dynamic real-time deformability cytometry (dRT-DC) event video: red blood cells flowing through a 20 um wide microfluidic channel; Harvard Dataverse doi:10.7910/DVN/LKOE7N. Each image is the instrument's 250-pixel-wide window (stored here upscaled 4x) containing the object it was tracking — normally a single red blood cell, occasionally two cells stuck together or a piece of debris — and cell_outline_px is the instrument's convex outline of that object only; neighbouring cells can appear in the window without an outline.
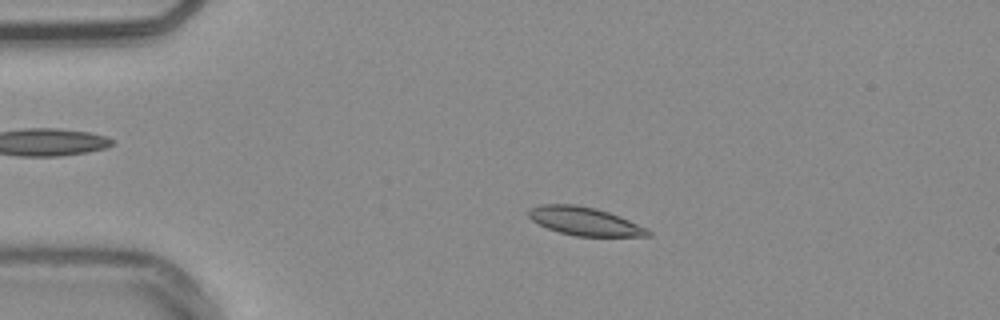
{"species": "common noctule bat (a hibernating species)", "species_latin": "Nyctalus noctula", "temperature_condition": "warm", "stored_images_in_passage": 53, "camera_frame_rate_fps": 3000, "um_per_image_px": 0.085, "animal": {"sex": "male", "body_mass_g": 20.4}, "frame": {"image": 1, "passage_image": 11, "time_ms": 3.333, "image_size_px": [1000, 320], "cell_outline_px": [[652, 236], [576, 236], [560, 232], [548, 228], [532, 220], [528, 216], [528, 208], [540, 204], [576, 204], [596, 208], [620, 216], [648, 228], [652, 232]], "centroid_in_image_um": [49.71, 18.8], "position_along_channel_um": 35.3, "area_um2": 19.77}}
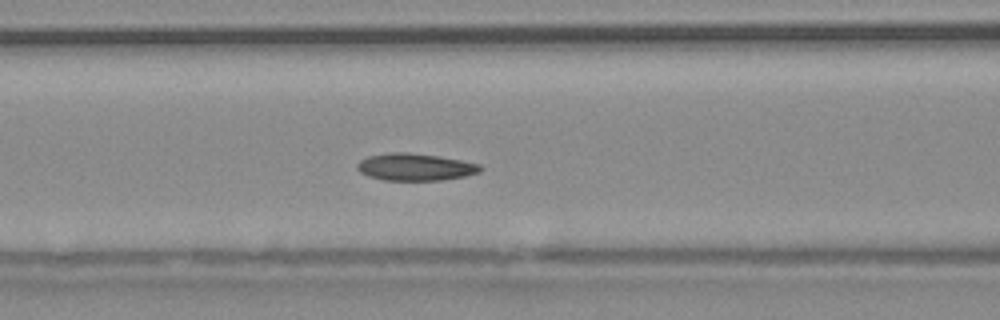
{"frame": {"image": 2, "passage_image": 22, "time_ms": 7.0, "image_size_px": [1000, 320], "cell_outline_px": [[484, 168], [480, 172], [464, 176], [440, 180], [384, 180], [368, 176], [360, 172], [356, 168], [356, 164], [360, 160], [368, 156], [388, 152], [408, 152], [440, 156], [480, 164]], "centroid_in_image_um": [35.28, 14.18], "position_along_channel_um": 131.3, "area_um2": 19.59}}
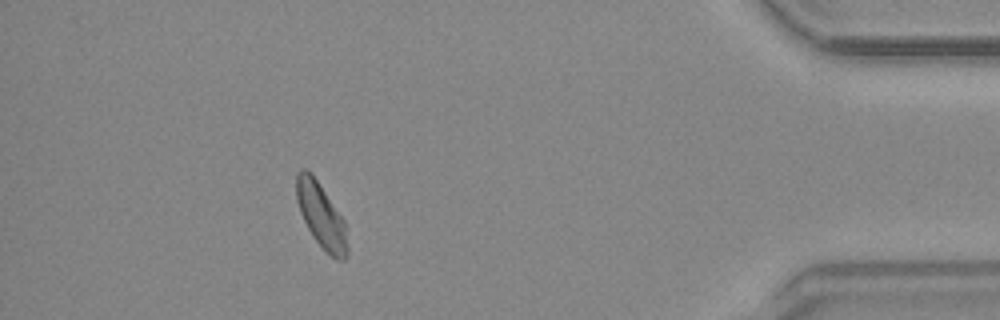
{"frame": {"image": 3, "passage_image": 48, "time_ms": 15.667, "image_size_px": [1000, 320], "cell_outline_px": [[348, 256], [344, 260], [336, 260], [312, 236], [300, 212], [296, 200], [296, 172], [300, 168], [304, 168], [316, 180], [344, 220], [348, 248]], "centroid_in_image_um": [27.29, 18.34], "position_along_channel_um": 407.9, "area_um2": 18.79}, "authors_computed_cell_mechanics": {"area_um2": 19.1896, "velocity_mm_per_s": 3.7779, "shape_relaxation_time_tau1_ms": null, "shape_relaxation_time_tau2_ms": 3.1645, "deformation_change_tau1": null, "deformation_change_tau2": 0.0754}}